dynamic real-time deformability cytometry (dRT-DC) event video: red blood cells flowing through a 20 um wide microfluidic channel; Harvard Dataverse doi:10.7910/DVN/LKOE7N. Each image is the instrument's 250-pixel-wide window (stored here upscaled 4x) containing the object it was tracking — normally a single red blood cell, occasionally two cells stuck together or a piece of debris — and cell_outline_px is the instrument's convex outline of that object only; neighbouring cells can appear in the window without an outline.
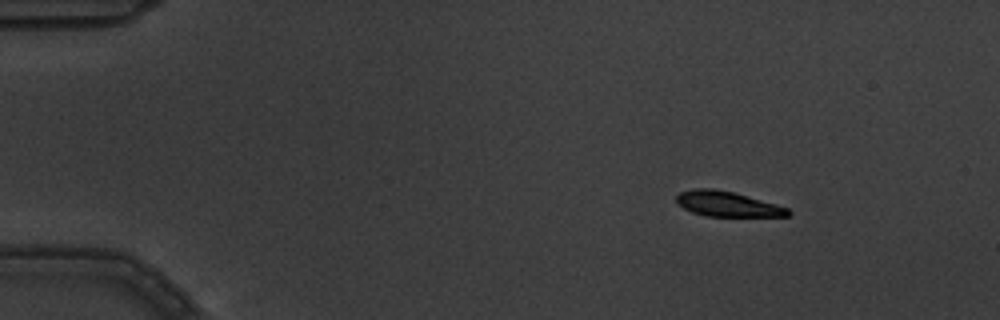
{"species": "common noctule bat (a hibernating species)", "species_latin": "Nyctalus noctula", "temperature_condition": "warm", "stored_images_in_passage": 5, "camera_frame_rate_fps": 3000, "um_per_image_px": 0.085, "animal": {"sex": "male", "body_mass_g": 19.5, "forearm_length_mm": 54.6}, "frame": {"image": 1, "passage_image": 2, "time_ms": 0.333, "image_size_px": [1000, 320], "cell_outline_px": [[792, 212], [788, 216], [704, 216], [692, 212], [684, 208], [676, 200], [676, 196], [680, 192], [696, 188], [712, 188], [732, 192], [776, 204], [788, 208]], "centroid_in_image_um": [61.82, 17.34], "position_along_channel_um": 23.2, "area_um2": 16.13}}
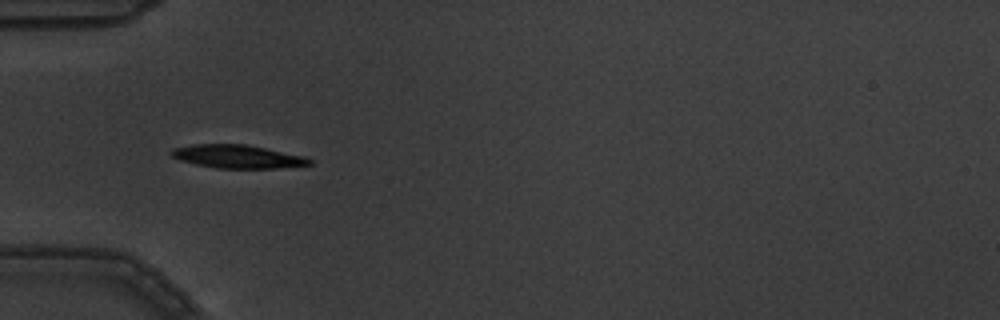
{"frame": {"image": 2, "passage_image": 5, "time_ms": 1.333, "image_size_px": [1000, 320], "cell_outline_px": [[312, 164], [276, 168], [216, 168], [196, 164], [180, 160], [172, 156], [172, 148], [192, 144], [248, 144], [304, 156], [312, 160]], "centroid_in_image_um": [20.19, 13.3], "position_along_channel_um": 64.8, "area_um2": 18.67}}